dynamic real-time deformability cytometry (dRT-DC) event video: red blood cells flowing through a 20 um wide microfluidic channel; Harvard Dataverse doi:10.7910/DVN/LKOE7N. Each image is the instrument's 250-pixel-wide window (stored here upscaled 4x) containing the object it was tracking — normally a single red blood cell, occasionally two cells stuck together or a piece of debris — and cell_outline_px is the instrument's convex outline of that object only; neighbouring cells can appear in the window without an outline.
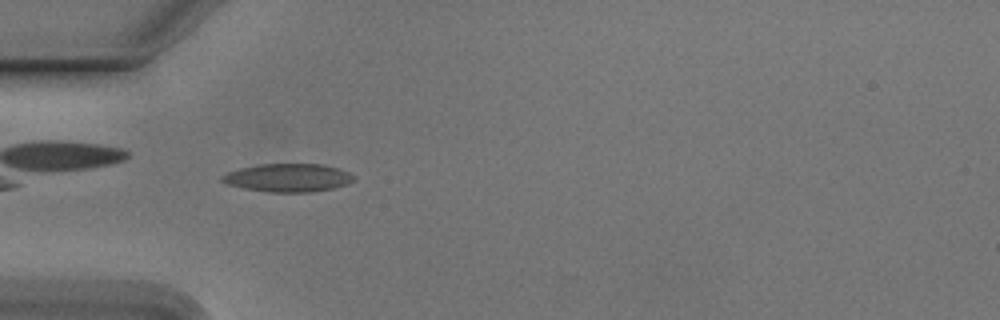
{"species": "Egyptian fruit bat (a non-hibernating species)", "species_latin": "Rousettus aegyptiacus", "temperature_condition": "cold", "stored_images_in_passage": 37, "camera_frame_rate_fps": 3000, "um_per_image_px": 0.085, "animal": {"sex": "male"}, "frame": {"image": 1, "passage_image": 3, "time_ms": 0.667, "image_size_px": [1000, 320], "cell_outline_px": [[356, 180], [348, 184], [332, 188], [312, 192], [268, 192], [244, 188], [228, 184], [220, 180], [220, 176], [228, 172], [240, 168], [260, 164], [324, 164], [348, 172]], "centroid_in_image_um": [24.47, 15.11], "position_along_channel_um": 60.5, "area_um2": 21.56}}
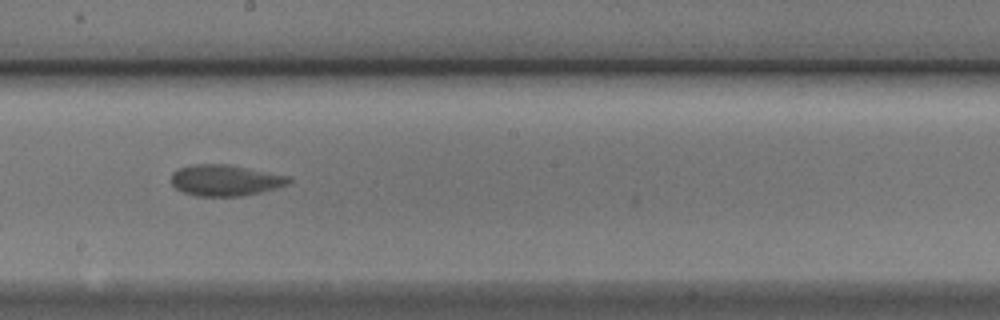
{"frame": {"image": 2, "passage_image": 17, "time_ms": 5.333, "image_size_px": [1000, 320], "cell_outline_px": [[292, 180], [288, 184], [276, 188], [260, 192], [240, 196], [196, 196], [184, 192], [176, 188], [172, 184], [172, 172], [180, 168], [196, 164], [228, 164], [292, 176]], "centroid_in_image_um": [19.19, 15.32], "position_along_channel_um": 229.0, "area_um2": 21.33}}
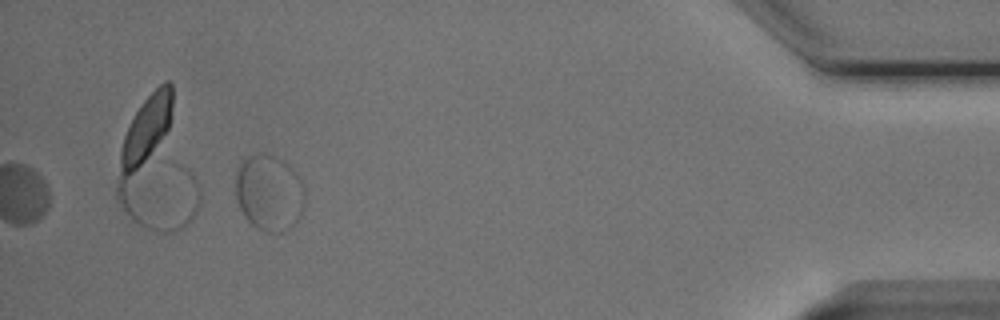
{"frame": {"image": 3, "passage_image": 37, "time_ms": 12.0, "image_size_px": [1000, 320], "cell_outline_px": [[304, 208], [296, 224], [284, 232], [264, 232], [256, 228], [244, 216], [240, 208], [236, 196], [236, 168], [240, 160], [244, 156], [260, 152], [264, 152], [284, 160], [288, 164], [300, 180], [304, 188]], "centroid_in_image_um": [22.86, 16.37], "position_along_channel_um": 412.3, "area_um2": 31.33}, "authors_computed_cell_mechanics": {"area_um2": 21.386, "velocity_mm_per_s": 3.6874, "shape_relaxation_time_tau1_ms": 6.3487, "shape_relaxation_time_tau2_ms": null, "deformation_change_tau1": 0.1306, "deformation_change_tau2": null}}